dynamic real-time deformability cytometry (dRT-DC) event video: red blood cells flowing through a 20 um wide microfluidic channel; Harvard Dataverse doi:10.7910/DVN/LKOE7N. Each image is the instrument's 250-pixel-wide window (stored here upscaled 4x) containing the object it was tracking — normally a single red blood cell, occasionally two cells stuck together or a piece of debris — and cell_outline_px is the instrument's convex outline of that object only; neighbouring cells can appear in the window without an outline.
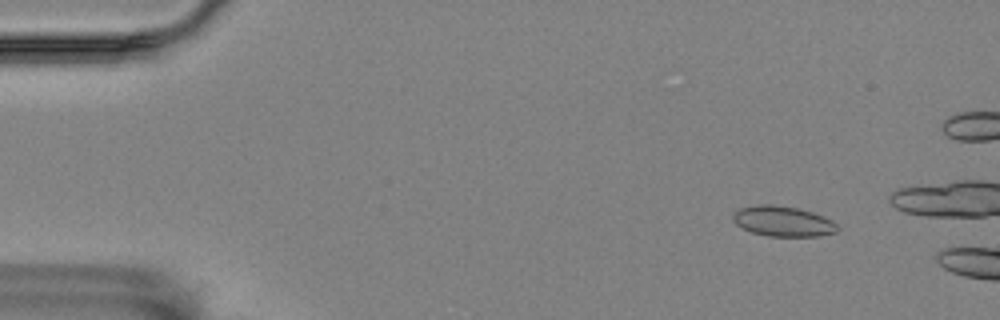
{"species": "Egyptian fruit bat (a non-hibernating species)", "species_latin": "Rousettus aegyptiacus", "temperature_condition": "room temperature", "stored_images_in_passage": 15, "camera_frame_rate_fps": 3000, "um_per_image_px": 0.085, "animal": {"sex": "female"}, "frame": {"image": 1, "passage_image": 7, "time_ms": 2.0, "image_size_px": [1000, 320], "cell_outline_px": [[840, 228], [836, 232], [820, 236], [768, 236], [752, 232], [736, 224], [732, 220], [732, 216], [740, 208], [756, 204], [772, 204], [796, 208], [812, 212], [824, 216], [832, 220]], "centroid_in_image_um": [66.57, 18.81], "position_along_channel_um": 18.4, "area_um2": 18.44}}